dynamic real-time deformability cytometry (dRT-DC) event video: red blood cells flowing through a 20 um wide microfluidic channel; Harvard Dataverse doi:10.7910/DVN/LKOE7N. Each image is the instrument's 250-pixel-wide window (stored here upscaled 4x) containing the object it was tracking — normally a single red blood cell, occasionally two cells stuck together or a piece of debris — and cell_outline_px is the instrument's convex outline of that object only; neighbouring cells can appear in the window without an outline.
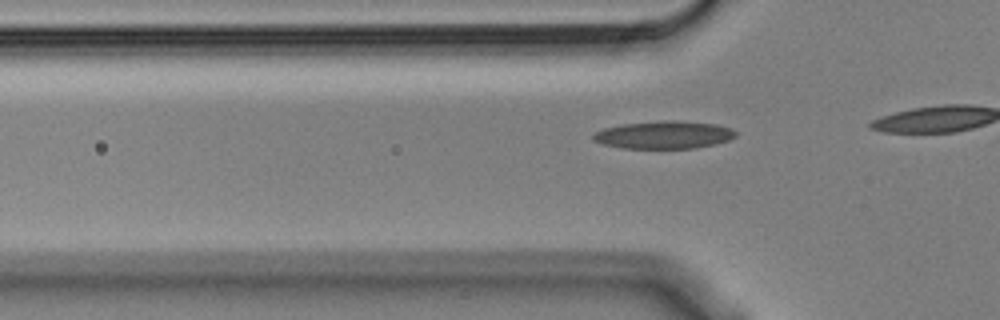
{"species": "Egyptian fruit bat (a non-hibernating species)", "species_latin": "Rousettus aegyptiacus", "temperature_condition": "cold", "stored_images_in_passage": 16, "camera_frame_rate_fps": 3000, "um_per_image_px": 0.085, "animal": {"sex": "male"}, "frame": {"image": 1, "passage_image": 13, "time_ms": 4.0, "image_size_px": [1000, 320], "cell_outline_px": [[736, 136], [728, 140], [696, 148], [620, 148], [604, 144], [592, 140], [592, 132], [604, 128], [624, 124], [664, 120], [676, 120], [716, 124], [732, 128], [736, 132]], "centroid_in_image_um": [56.41, 11.46], "position_along_channel_um": 69.4, "area_um2": 23.0}}